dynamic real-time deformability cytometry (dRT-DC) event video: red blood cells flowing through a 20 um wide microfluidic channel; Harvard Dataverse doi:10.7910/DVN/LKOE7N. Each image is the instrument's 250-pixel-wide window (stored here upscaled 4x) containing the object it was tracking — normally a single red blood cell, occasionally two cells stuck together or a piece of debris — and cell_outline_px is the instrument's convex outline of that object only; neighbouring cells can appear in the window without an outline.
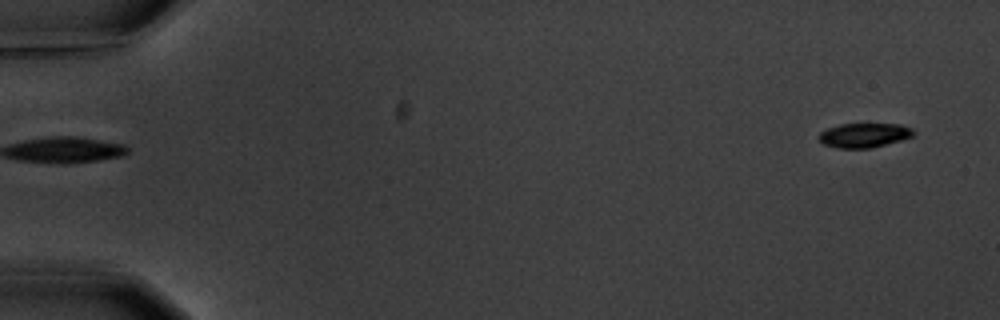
{"species": "common noctule bat (a hibernating species)", "species_latin": "Nyctalus noctula", "temperature_condition": "warm", "stored_images_in_passage": 6, "segment_of_instrument_passage": [2, 2], "camera_frame_rate_fps": 3000, "um_per_image_px": 0.085, "animal": {"sex": "male", "body_mass_g": 20.1, "forearm_length_mm": 53.5}, "frame": {"image": 1, "passage_image": 6, "time_ms": 6.0, "image_size_px": [1000, 320], "cell_outline_px": [[916, 132], [912, 136], [900, 140], [868, 148], [840, 148], [824, 144], [816, 136], [820, 132], [828, 128], [840, 124], [900, 124], [912, 128]], "centroid_in_image_um": [73.44, 11.48], "position_along_channel_um": 11.6, "area_um2": 13.29}}